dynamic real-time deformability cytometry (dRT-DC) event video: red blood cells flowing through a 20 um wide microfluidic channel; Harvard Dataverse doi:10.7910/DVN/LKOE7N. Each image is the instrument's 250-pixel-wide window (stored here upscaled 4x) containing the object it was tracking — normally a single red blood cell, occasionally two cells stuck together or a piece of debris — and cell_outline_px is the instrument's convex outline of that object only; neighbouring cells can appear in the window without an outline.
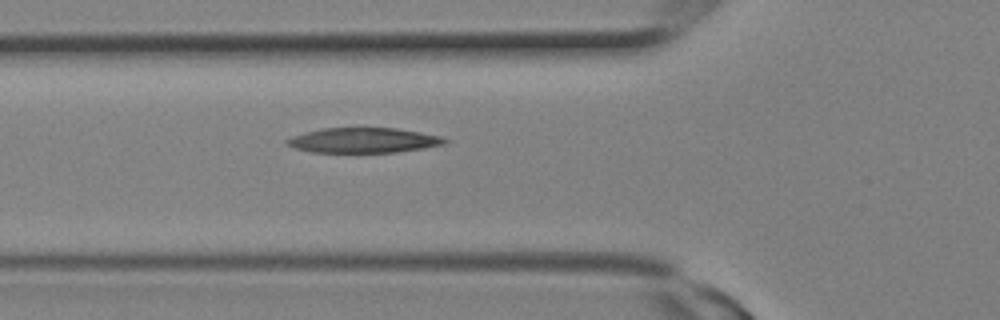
{"species": "Egyptian fruit bat (a non-hibernating species)", "species_latin": "Rousettus aegyptiacus", "temperature_condition": "room temperature", "stored_images_in_passage": 3, "camera_frame_rate_fps": 3000, "um_per_image_px": 0.085, "animal": {"sex": "female"}, "frame": {"image": 1, "passage_image": 3, "time_ms": 0.667, "image_size_px": [1000, 320], "cell_outline_px": [[452, 140], [444, 144], [424, 148], [396, 152], [312, 152], [296, 148], [284, 144], [284, 140], [292, 136], [304, 132], [324, 128], [396, 128], [420, 132], [440, 136]], "centroid_in_image_um": [30.89, 11.92], "position_along_channel_um": 94.9, "area_um2": 23.06}}